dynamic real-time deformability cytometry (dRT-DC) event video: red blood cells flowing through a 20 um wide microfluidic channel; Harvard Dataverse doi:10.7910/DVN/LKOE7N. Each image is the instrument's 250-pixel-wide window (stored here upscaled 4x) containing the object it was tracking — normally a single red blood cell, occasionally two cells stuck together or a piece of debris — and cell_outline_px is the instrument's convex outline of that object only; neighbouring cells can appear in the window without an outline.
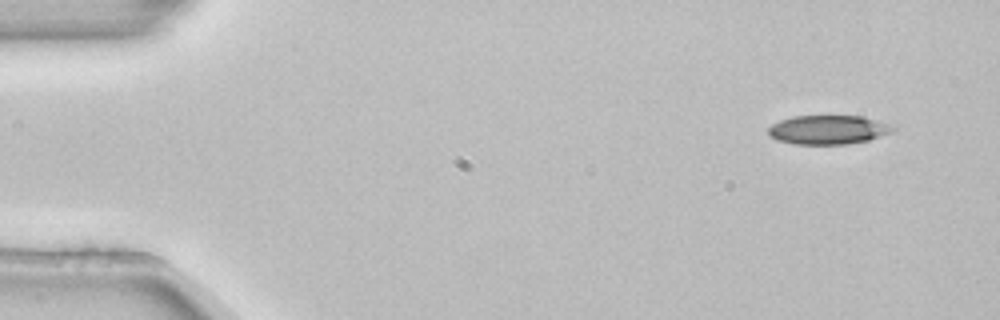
{"species": "common noctule bat (a hibernating species)", "species_latin": "Nyctalus noctula", "temperature_condition": "room temperature", "stored_images_in_passage": 5, "camera_frame_rate_fps": 3000, "um_per_image_px": 0.085, "animal": {"sex": "female", "body_mass_g": 22.7, "forearm_length_mm": 54.2}, "frame": {"image": 1, "passage_image": 1, "time_ms": 0.0, "image_size_px": [1000, 320], "cell_outline_px": [[896, 128], [880, 136], [868, 140], [848, 144], [792, 144], [776, 140], [768, 132], [768, 128], [772, 124], [780, 120], [792, 116], [860, 116], [876, 120], [888, 124]], "centroid_in_image_um": [70.34, 11.03], "position_along_channel_um": 14.7, "area_um2": 20.87}}
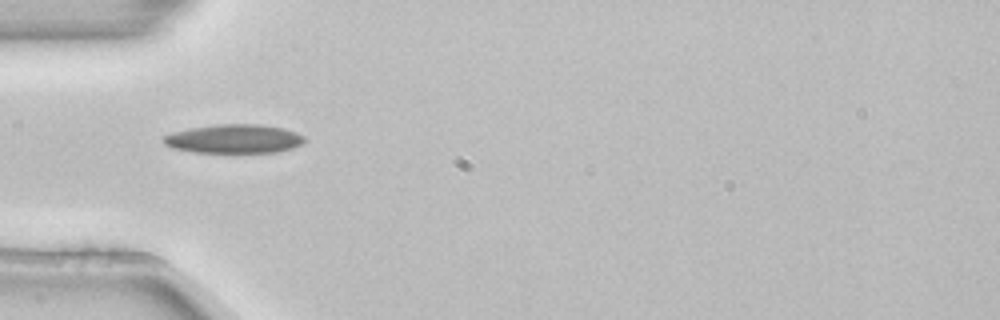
{"frame": {"image": 2, "passage_image": 4, "time_ms": 1.0, "image_size_px": [1000, 320], "cell_outline_px": [[308, 140], [304, 144], [292, 148], [276, 152], [196, 152], [172, 148], [164, 144], [160, 140], [164, 136], [172, 132], [192, 128], [216, 124], [260, 124], [284, 128], [296, 132], [304, 136]], "centroid_in_image_um": [19.92, 11.79], "position_along_channel_um": 65.1, "area_um2": 23.87}}